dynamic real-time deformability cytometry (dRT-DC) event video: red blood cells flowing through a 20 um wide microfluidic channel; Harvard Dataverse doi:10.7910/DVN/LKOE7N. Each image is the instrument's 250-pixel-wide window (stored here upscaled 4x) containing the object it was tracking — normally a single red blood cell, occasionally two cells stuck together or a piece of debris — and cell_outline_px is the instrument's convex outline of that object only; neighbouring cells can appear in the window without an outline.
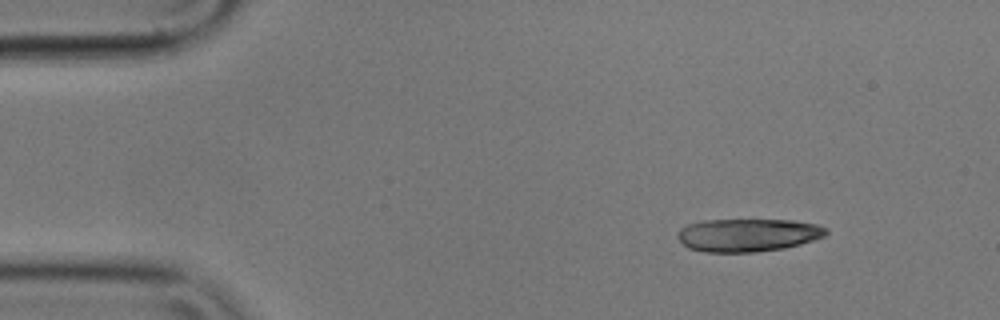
{"species": "common noctule bat (a hibernating species)", "species_latin": "Nyctalus noctula", "temperature_condition": "cold", "stored_images_in_passage": 3, "camera_frame_rate_fps": 3000, "um_per_image_px": 0.085, "animal": {"sex": "male", "body_mass_g": 17.9}, "frame": {"image": 1, "passage_image": 1, "time_ms": 0.0, "image_size_px": [1000, 320], "cell_outline_px": [[828, 232], [824, 236], [800, 244], [784, 248], [756, 252], [704, 252], [688, 248], [676, 236], [680, 228], [688, 224], [700, 220], [792, 220], [816, 224], [828, 228]], "centroid_in_image_um": [63.55, 19.97], "position_along_channel_um": 21.5, "area_um2": 28.61}}